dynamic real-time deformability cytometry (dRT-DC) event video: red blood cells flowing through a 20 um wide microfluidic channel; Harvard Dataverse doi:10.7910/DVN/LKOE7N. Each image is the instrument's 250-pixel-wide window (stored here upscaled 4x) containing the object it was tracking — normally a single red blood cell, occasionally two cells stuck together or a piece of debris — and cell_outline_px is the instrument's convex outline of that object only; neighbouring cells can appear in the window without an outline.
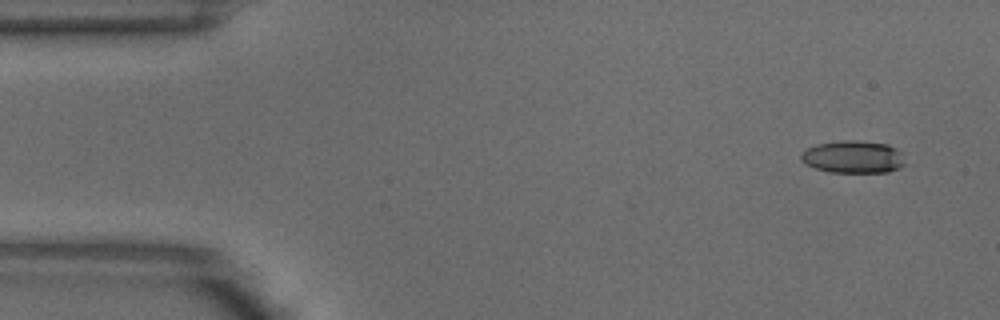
{"species": "common noctule bat (a hibernating species)", "species_latin": "Nyctalus noctula", "temperature_condition": "warm", "stored_images_in_passage": 4, "camera_frame_rate_fps": 3000, "um_per_image_px": 0.085, "animal": {"sex": "male", "body_mass_g": 18.8}, "frame": {"image": 1, "passage_image": 1, "time_ms": 0.0, "image_size_px": [1000, 320], "cell_outline_px": [[904, 164], [900, 168], [888, 172], [832, 172], [816, 168], [808, 164], [800, 156], [808, 148], [816, 144], [844, 140], [856, 140], [888, 144], [896, 148], [900, 152]], "centroid_in_image_um": [72.56, 13.33], "position_along_channel_um": 12.4, "area_um2": 19.36}}
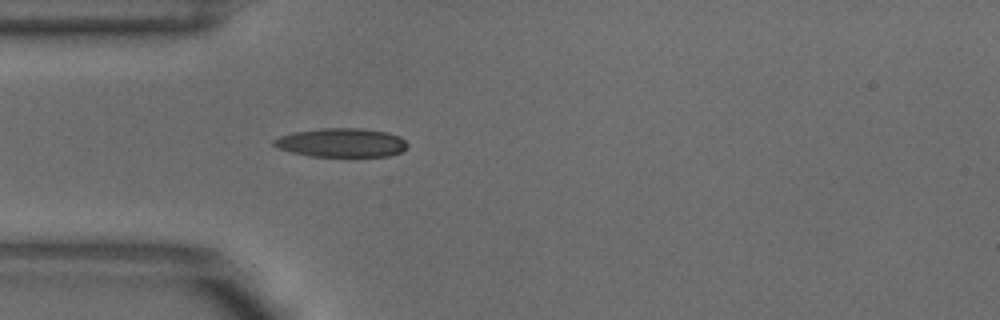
{"frame": {"image": 2, "passage_image": 4, "time_ms": 1.0, "image_size_px": [1000, 320], "cell_outline_px": [[408, 144], [400, 152], [388, 156], [312, 156], [292, 152], [276, 148], [272, 144], [272, 140], [280, 136], [292, 132], [320, 128], [360, 128], [388, 132], [400, 136]], "centroid_in_image_um": [28.99, 12.11], "position_along_channel_um": 56.0, "area_um2": 22.48}}